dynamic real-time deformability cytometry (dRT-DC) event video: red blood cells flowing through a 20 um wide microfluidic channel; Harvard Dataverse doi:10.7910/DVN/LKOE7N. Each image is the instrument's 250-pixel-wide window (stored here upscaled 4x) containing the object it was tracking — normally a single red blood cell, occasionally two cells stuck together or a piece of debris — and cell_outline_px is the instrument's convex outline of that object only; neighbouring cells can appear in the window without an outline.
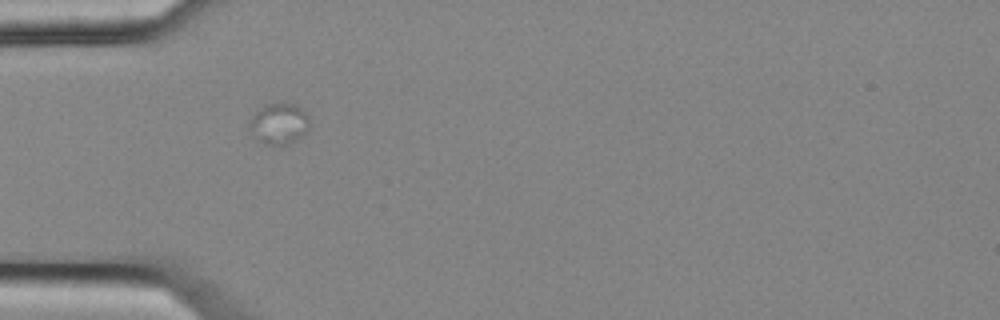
{"species": "common noctule bat (a hibernating species)", "species_latin": "Nyctalus noctula", "temperature_condition": "cold", "stored_images_in_passage": 2, "camera_frame_rate_fps": 3000, "um_per_image_px": 0.085, "animal": {"sex": "female", "body_mass_g": 25.1}, "frame": {"image": 1, "passage_image": 1, "time_ms": 0.0, "image_size_px": [1000, 320], "cell_outline_px": [[308, 132], [304, 136], [288, 144], [264, 144], [252, 132], [248, 124], [256, 112], [264, 104], [276, 100], [284, 100], [296, 104], [308, 116]], "centroid_in_image_um": [23.75, 10.45], "position_along_channel_um": 61.3, "area_um2": 14.62}}